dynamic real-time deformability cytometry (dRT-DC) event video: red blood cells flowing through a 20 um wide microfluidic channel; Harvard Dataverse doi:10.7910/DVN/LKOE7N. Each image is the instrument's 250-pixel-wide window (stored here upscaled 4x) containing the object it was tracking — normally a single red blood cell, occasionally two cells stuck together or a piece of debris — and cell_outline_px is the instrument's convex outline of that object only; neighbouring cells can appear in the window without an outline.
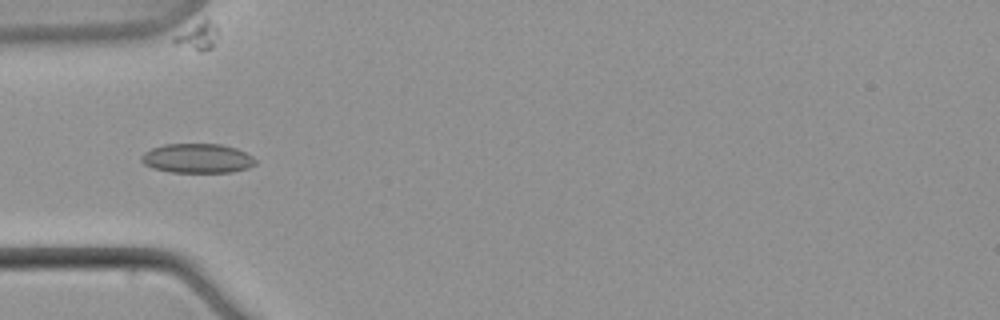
{"species": "common noctule bat (a hibernating species)", "species_latin": "Nyctalus noctula", "temperature_condition": "warm", "stored_images_in_passage": 10, "camera_frame_rate_fps": 3000, "um_per_image_px": 0.085, "animal": {"sex": "male", "body_mass_g": 21.5, "forearm_length_mm": 52.0}, "frame": {"image": 1, "passage_image": 7, "time_ms": 8.333, "image_size_px": [1000, 320], "cell_outline_px": [[256, 164], [248, 168], [232, 172], [168, 172], [152, 168], [144, 164], [140, 160], [140, 156], [144, 152], [152, 148], [164, 144], [220, 144], [236, 148], [252, 156], [256, 160]], "centroid_in_image_um": [16.75, 13.46], "position_along_channel_um": 68.3, "area_um2": 19.65}}
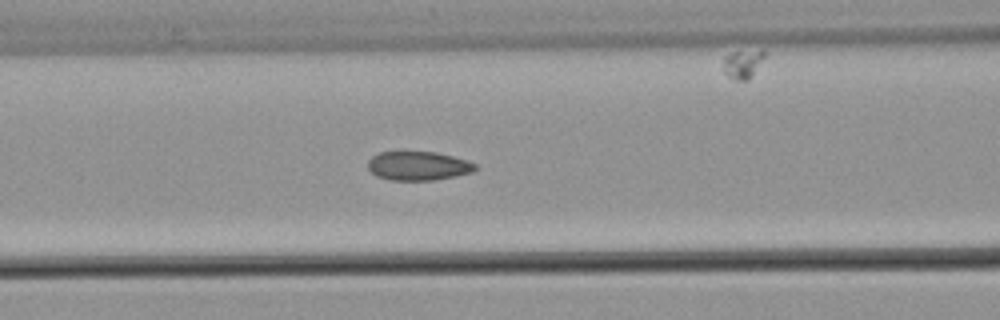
{"frame": {"image": 2, "passage_image": 9, "time_ms": 10.667, "image_size_px": [1000, 320], "cell_outline_px": [[476, 168], [472, 172], [456, 176], [432, 180], [388, 180], [376, 176], [368, 168], [368, 160], [372, 156], [380, 152], [436, 152], [468, 160], [476, 164]], "centroid_in_image_um": [35.54, 14.1], "position_along_channel_um": 131.1, "area_um2": 18.09}}